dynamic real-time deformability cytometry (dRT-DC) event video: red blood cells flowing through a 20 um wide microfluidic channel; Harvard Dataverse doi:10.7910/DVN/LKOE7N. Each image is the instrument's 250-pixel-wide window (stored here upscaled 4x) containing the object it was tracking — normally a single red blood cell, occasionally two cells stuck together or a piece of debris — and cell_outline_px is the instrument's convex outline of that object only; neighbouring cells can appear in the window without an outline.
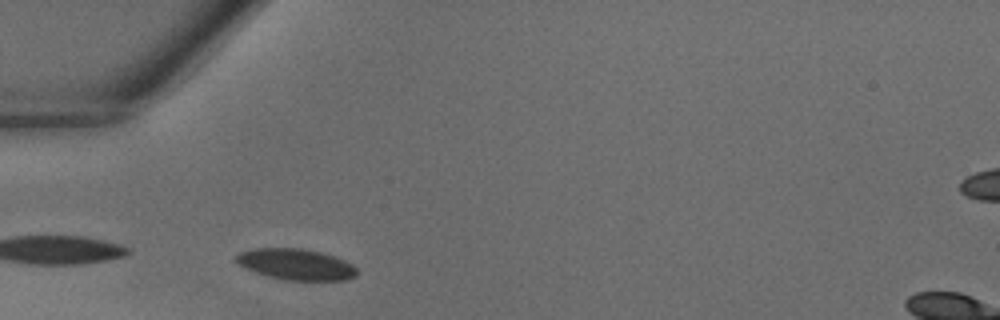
{"species": "common noctule bat (a hibernating species)", "species_latin": "Nyctalus noctula", "temperature_condition": "warm", "stored_images_in_passage": 20, "camera_frame_rate_fps": 3000, "um_per_image_px": 0.085, "animal": {"sex": "male", "body_mass_g": 18.8}, "frame": {"image": 1, "passage_image": 3, "time_ms": 0.667, "image_size_px": [1000, 320], "cell_outline_px": [[356, 276], [348, 280], [288, 280], [268, 276], [256, 272], [240, 264], [236, 260], [236, 256], [240, 252], [252, 248], [304, 248], [320, 252], [344, 260], [352, 264], [356, 268]], "centroid_in_image_um": [25.18, 22.46], "position_along_channel_um": 59.8, "area_um2": 21.62}}
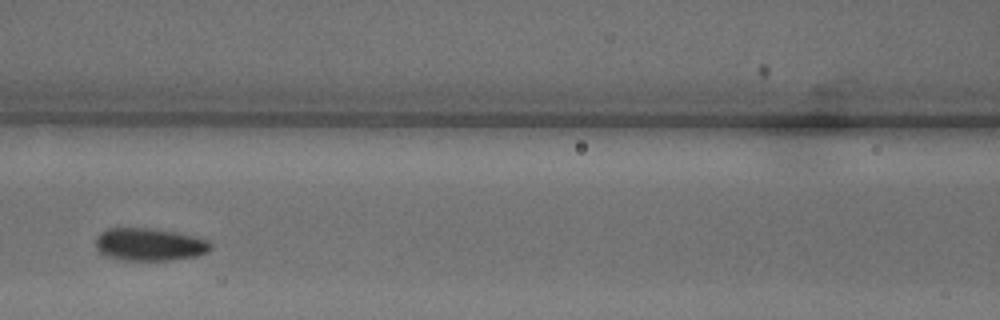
{"frame": {"image": 2, "passage_image": 9, "time_ms": 2.667, "image_size_px": [1000, 320], "cell_outline_px": [[212, 248], [208, 252], [196, 256], [168, 260], [120, 260], [104, 256], [96, 248], [96, 236], [100, 232], [108, 228], [148, 228], [176, 232], [208, 240], [212, 244]], "centroid_in_image_um": [12.68, 20.78], "position_along_channel_um": 153.9, "area_um2": 21.96}}
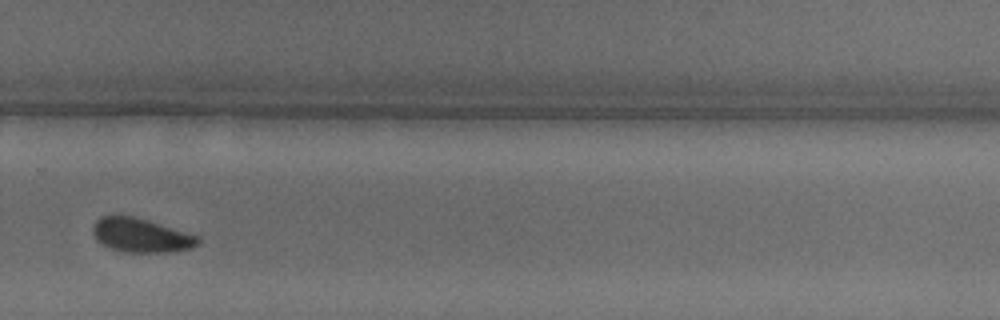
{"frame": {"image": 3, "passage_image": 19, "time_ms": 6.0, "image_size_px": [1000, 320], "cell_outline_px": [[200, 244], [192, 248], [168, 252], [128, 252], [108, 248], [96, 240], [92, 232], [92, 228], [96, 220], [100, 216], [132, 216], [148, 220], [200, 236]], "centroid_in_image_um": [11.99, 20.0], "position_along_channel_um": 317.8, "area_um2": 20.92}}